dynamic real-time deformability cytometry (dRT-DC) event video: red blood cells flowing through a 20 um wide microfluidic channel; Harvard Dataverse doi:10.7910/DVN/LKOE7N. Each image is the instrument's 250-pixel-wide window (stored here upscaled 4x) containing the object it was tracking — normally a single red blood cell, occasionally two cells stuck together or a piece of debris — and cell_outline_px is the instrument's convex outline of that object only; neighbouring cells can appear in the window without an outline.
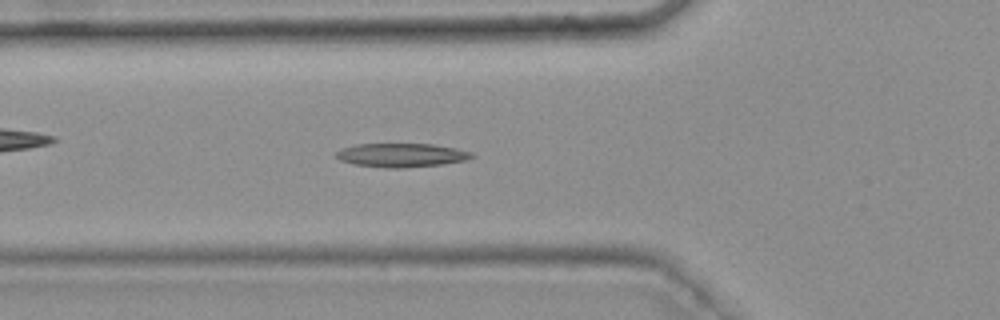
{"species": "common noctule bat (a hibernating species)", "species_latin": "Nyctalus noctula", "temperature_condition": "warm", "stored_images_in_passage": 44, "camera_frame_rate_fps": 3000, "um_per_image_px": 0.085, "animal": {"sex": "female", "body_mass_g": 25.1}, "frame": {"image": 1, "passage_image": 18, "time_ms": 5.667, "image_size_px": [1000, 320], "cell_outline_px": [[476, 156], [468, 160], [440, 164], [400, 168], [388, 168], [352, 164], [340, 160], [336, 156], [336, 152], [340, 148], [356, 144], [432, 144], [456, 148], [472, 152]], "centroid_in_image_um": [34.12, 13.18], "position_along_channel_um": 91.7, "area_um2": 18.84}}
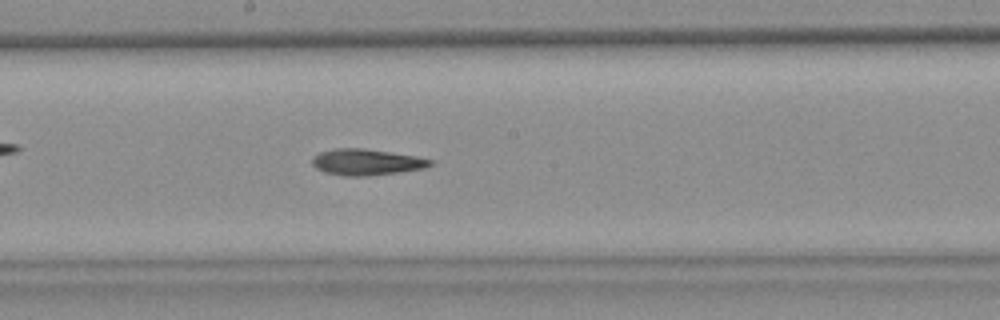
{"frame": {"image": 2, "passage_image": 28, "time_ms": 9.0, "image_size_px": [1000, 320], "cell_outline_px": [[432, 164], [424, 168], [368, 176], [344, 176], [324, 172], [316, 168], [312, 164], [312, 156], [320, 152], [332, 148], [360, 148], [416, 156], [432, 160]], "centroid_in_image_um": [31.08, 13.78], "position_along_channel_um": 217.1, "area_um2": 17.86}}
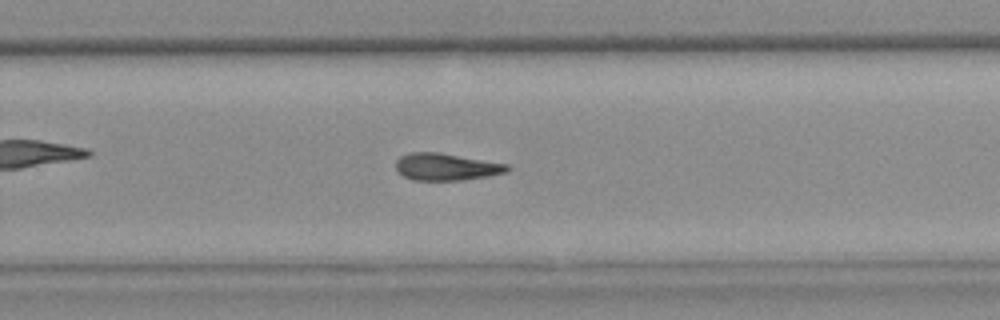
{"frame": {"image": 3, "passage_image": 34, "time_ms": 11.0, "image_size_px": [1000, 320], "cell_outline_px": [[512, 168], [508, 172], [488, 176], [460, 180], [412, 180], [404, 176], [396, 168], [396, 160], [400, 156], [412, 152], [440, 152], [508, 164]], "centroid_in_image_um": [37.96, 14.17], "position_along_channel_um": 291.8, "area_um2": 17.63}}